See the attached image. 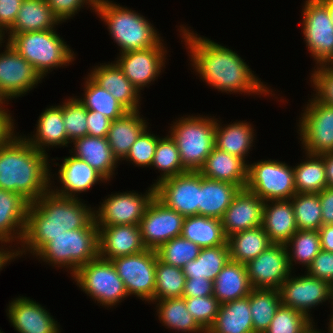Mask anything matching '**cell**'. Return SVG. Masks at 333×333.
Wrapping results in <instances>:
<instances>
[{"mask_svg":"<svg viewBox=\"0 0 333 333\" xmlns=\"http://www.w3.org/2000/svg\"><path fill=\"white\" fill-rule=\"evenodd\" d=\"M311 322L300 311L280 305L264 333H302Z\"/></svg>","mask_w":333,"mask_h":333,"instance_id":"49","label":"cell"},{"mask_svg":"<svg viewBox=\"0 0 333 333\" xmlns=\"http://www.w3.org/2000/svg\"><path fill=\"white\" fill-rule=\"evenodd\" d=\"M307 274L333 286V252L321 250L308 266Z\"/></svg>","mask_w":333,"mask_h":333,"instance_id":"54","label":"cell"},{"mask_svg":"<svg viewBox=\"0 0 333 333\" xmlns=\"http://www.w3.org/2000/svg\"><path fill=\"white\" fill-rule=\"evenodd\" d=\"M252 287L246 266L229 260L213 281V295L220 304L247 297Z\"/></svg>","mask_w":333,"mask_h":333,"instance_id":"32","label":"cell"},{"mask_svg":"<svg viewBox=\"0 0 333 333\" xmlns=\"http://www.w3.org/2000/svg\"><path fill=\"white\" fill-rule=\"evenodd\" d=\"M302 333H321V331H317L315 325L311 322Z\"/></svg>","mask_w":333,"mask_h":333,"instance_id":"64","label":"cell"},{"mask_svg":"<svg viewBox=\"0 0 333 333\" xmlns=\"http://www.w3.org/2000/svg\"><path fill=\"white\" fill-rule=\"evenodd\" d=\"M262 227L273 244L285 245L298 231L291 199L265 201Z\"/></svg>","mask_w":333,"mask_h":333,"instance_id":"27","label":"cell"},{"mask_svg":"<svg viewBox=\"0 0 333 333\" xmlns=\"http://www.w3.org/2000/svg\"><path fill=\"white\" fill-rule=\"evenodd\" d=\"M50 9L59 19V21L65 22L67 19L74 17L77 11L83 8V5H89L90 9L94 10L97 0H46ZM86 3V4H85Z\"/></svg>","mask_w":333,"mask_h":333,"instance_id":"53","label":"cell"},{"mask_svg":"<svg viewBox=\"0 0 333 333\" xmlns=\"http://www.w3.org/2000/svg\"><path fill=\"white\" fill-rule=\"evenodd\" d=\"M3 245L0 247V271L2 270V268H4V266L11 262L12 259H15V256H14V250L10 248H7L6 247V250L3 249Z\"/></svg>","mask_w":333,"mask_h":333,"instance_id":"62","label":"cell"},{"mask_svg":"<svg viewBox=\"0 0 333 333\" xmlns=\"http://www.w3.org/2000/svg\"><path fill=\"white\" fill-rule=\"evenodd\" d=\"M200 249L197 244L178 236L162 244L156 253L158 259L165 264L183 268L198 257Z\"/></svg>","mask_w":333,"mask_h":333,"instance_id":"47","label":"cell"},{"mask_svg":"<svg viewBox=\"0 0 333 333\" xmlns=\"http://www.w3.org/2000/svg\"><path fill=\"white\" fill-rule=\"evenodd\" d=\"M94 11L108 26L120 53L153 47L162 40L154 26L132 9L110 0H97Z\"/></svg>","mask_w":333,"mask_h":333,"instance_id":"4","label":"cell"},{"mask_svg":"<svg viewBox=\"0 0 333 333\" xmlns=\"http://www.w3.org/2000/svg\"><path fill=\"white\" fill-rule=\"evenodd\" d=\"M60 23L46 0H23L8 34L46 31Z\"/></svg>","mask_w":333,"mask_h":333,"instance_id":"33","label":"cell"},{"mask_svg":"<svg viewBox=\"0 0 333 333\" xmlns=\"http://www.w3.org/2000/svg\"><path fill=\"white\" fill-rule=\"evenodd\" d=\"M3 39L0 41L4 43ZM4 52L0 53V94L6 103L12 98L27 94L35 85L42 81V77L35 68L8 42Z\"/></svg>","mask_w":333,"mask_h":333,"instance_id":"16","label":"cell"},{"mask_svg":"<svg viewBox=\"0 0 333 333\" xmlns=\"http://www.w3.org/2000/svg\"><path fill=\"white\" fill-rule=\"evenodd\" d=\"M48 157L24 136L15 135L0 147V188L18 193L30 203L36 201L52 188Z\"/></svg>","mask_w":333,"mask_h":333,"instance_id":"3","label":"cell"},{"mask_svg":"<svg viewBox=\"0 0 333 333\" xmlns=\"http://www.w3.org/2000/svg\"><path fill=\"white\" fill-rule=\"evenodd\" d=\"M278 290L281 305L300 311L310 319L311 308L327 300L333 306V286L307 273L299 277L290 274Z\"/></svg>","mask_w":333,"mask_h":333,"instance_id":"14","label":"cell"},{"mask_svg":"<svg viewBox=\"0 0 333 333\" xmlns=\"http://www.w3.org/2000/svg\"><path fill=\"white\" fill-rule=\"evenodd\" d=\"M213 295V281L201 278H186L182 297H205Z\"/></svg>","mask_w":333,"mask_h":333,"instance_id":"56","label":"cell"},{"mask_svg":"<svg viewBox=\"0 0 333 333\" xmlns=\"http://www.w3.org/2000/svg\"><path fill=\"white\" fill-rule=\"evenodd\" d=\"M216 119L205 116L182 117L170 128V136L187 171H199L215 147Z\"/></svg>","mask_w":333,"mask_h":333,"instance_id":"6","label":"cell"},{"mask_svg":"<svg viewBox=\"0 0 333 333\" xmlns=\"http://www.w3.org/2000/svg\"><path fill=\"white\" fill-rule=\"evenodd\" d=\"M308 101L297 125L303 149L310 154L333 152V106Z\"/></svg>","mask_w":333,"mask_h":333,"instance_id":"12","label":"cell"},{"mask_svg":"<svg viewBox=\"0 0 333 333\" xmlns=\"http://www.w3.org/2000/svg\"><path fill=\"white\" fill-rule=\"evenodd\" d=\"M183 268L165 264L157 258L154 302L183 296L185 285Z\"/></svg>","mask_w":333,"mask_h":333,"instance_id":"44","label":"cell"},{"mask_svg":"<svg viewBox=\"0 0 333 333\" xmlns=\"http://www.w3.org/2000/svg\"><path fill=\"white\" fill-rule=\"evenodd\" d=\"M22 2L23 0H0V36L3 40L5 33L14 24Z\"/></svg>","mask_w":333,"mask_h":333,"instance_id":"55","label":"cell"},{"mask_svg":"<svg viewBox=\"0 0 333 333\" xmlns=\"http://www.w3.org/2000/svg\"><path fill=\"white\" fill-rule=\"evenodd\" d=\"M311 83L314 86L313 98L322 103L333 106V69L328 66L318 65L313 73H311Z\"/></svg>","mask_w":333,"mask_h":333,"instance_id":"52","label":"cell"},{"mask_svg":"<svg viewBox=\"0 0 333 333\" xmlns=\"http://www.w3.org/2000/svg\"><path fill=\"white\" fill-rule=\"evenodd\" d=\"M281 305L278 289L252 288L249 307L254 333H264Z\"/></svg>","mask_w":333,"mask_h":333,"instance_id":"41","label":"cell"},{"mask_svg":"<svg viewBox=\"0 0 333 333\" xmlns=\"http://www.w3.org/2000/svg\"><path fill=\"white\" fill-rule=\"evenodd\" d=\"M205 178L233 183L246 188L248 164L246 160L214 147L198 171Z\"/></svg>","mask_w":333,"mask_h":333,"instance_id":"26","label":"cell"},{"mask_svg":"<svg viewBox=\"0 0 333 333\" xmlns=\"http://www.w3.org/2000/svg\"><path fill=\"white\" fill-rule=\"evenodd\" d=\"M147 129L148 128H146L132 144L129 153L123 160L131 161V163L140 167H149L152 165L155 149L160 137L151 134V132L149 133Z\"/></svg>","mask_w":333,"mask_h":333,"instance_id":"51","label":"cell"},{"mask_svg":"<svg viewBox=\"0 0 333 333\" xmlns=\"http://www.w3.org/2000/svg\"><path fill=\"white\" fill-rule=\"evenodd\" d=\"M87 135L107 137L111 120L100 112L87 110Z\"/></svg>","mask_w":333,"mask_h":333,"instance_id":"57","label":"cell"},{"mask_svg":"<svg viewBox=\"0 0 333 333\" xmlns=\"http://www.w3.org/2000/svg\"><path fill=\"white\" fill-rule=\"evenodd\" d=\"M157 258L156 250L146 249L111 260L128 295L154 303Z\"/></svg>","mask_w":333,"mask_h":333,"instance_id":"10","label":"cell"},{"mask_svg":"<svg viewBox=\"0 0 333 333\" xmlns=\"http://www.w3.org/2000/svg\"><path fill=\"white\" fill-rule=\"evenodd\" d=\"M264 200L246 188L240 189L221 219L226 237L262 226Z\"/></svg>","mask_w":333,"mask_h":333,"instance_id":"21","label":"cell"},{"mask_svg":"<svg viewBox=\"0 0 333 333\" xmlns=\"http://www.w3.org/2000/svg\"><path fill=\"white\" fill-rule=\"evenodd\" d=\"M324 158L327 186L333 188V152L321 154Z\"/></svg>","mask_w":333,"mask_h":333,"instance_id":"61","label":"cell"},{"mask_svg":"<svg viewBox=\"0 0 333 333\" xmlns=\"http://www.w3.org/2000/svg\"><path fill=\"white\" fill-rule=\"evenodd\" d=\"M184 219V216L166 207L154 196L139 223L145 247L157 250L165 242L181 236Z\"/></svg>","mask_w":333,"mask_h":333,"instance_id":"15","label":"cell"},{"mask_svg":"<svg viewBox=\"0 0 333 333\" xmlns=\"http://www.w3.org/2000/svg\"><path fill=\"white\" fill-rule=\"evenodd\" d=\"M302 9V33L307 49L317 66L324 65L333 56L332 19L320 0H305Z\"/></svg>","mask_w":333,"mask_h":333,"instance_id":"11","label":"cell"},{"mask_svg":"<svg viewBox=\"0 0 333 333\" xmlns=\"http://www.w3.org/2000/svg\"><path fill=\"white\" fill-rule=\"evenodd\" d=\"M58 179L62 184L61 189L58 187L50 189L53 194L77 198L76 195L81 192H86L98 181L107 180L88 163L80 160L73 155L64 158L60 169H58ZM77 193V194H76Z\"/></svg>","mask_w":333,"mask_h":333,"instance_id":"24","label":"cell"},{"mask_svg":"<svg viewBox=\"0 0 333 333\" xmlns=\"http://www.w3.org/2000/svg\"><path fill=\"white\" fill-rule=\"evenodd\" d=\"M71 277L81 291L108 308L129 296L110 260L98 257L79 267Z\"/></svg>","mask_w":333,"mask_h":333,"instance_id":"8","label":"cell"},{"mask_svg":"<svg viewBox=\"0 0 333 333\" xmlns=\"http://www.w3.org/2000/svg\"><path fill=\"white\" fill-rule=\"evenodd\" d=\"M140 111H128L122 117L111 121L107 139L113 155L118 161L129 153L132 144L148 127Z\"/></svg>","mask_w":333,"mask_h":333,"instance_id":"31","label":"cell"},{"mask_svg":"<svg viewBox=\"0 0 333 333\" xmlns=\"http://www.w3.org/2000/svg\"><path fill=\"white\" fill-rule=\"evenodd\" d=\"M7 36L10 46L25 58L42 78L51 69L67 66L75 59L73 50L71 51L55 29Z\"/></svg>","mask_w":333,"mask_h":333,"instance_id":"5","label":"cell"},{"mask_svg":"<svg viewBox=\"0 0 333 333\" xmlns=\"http://www.w3.org/2000/svg\"><path fill=\"white\" fill-rule=\"evenodd\" d=\"M36 133L25 139L40 152L46 153V146L67 147L68 138L63 120V104L51 106L41 113L36 124Z\"/></svg>","mask_w":333,"mask_h":333,"instance_id":"30","label":"cell"},{"mask_svg":"<svg viewBox=\"0 0 333 333\" xmlns=\"http://www.w3.org/2000/svg\"><path fill=\"white\" fill-rule=\"evenodd\" d=\"M239 190L233 183L208 179L199 173L198 215L221 220Z\"/></svg>","mask_w":333,"mask_h":333,"instance_id":"29","label":"cell"},{"mask_svg":"<svg viewBox=\"0 0 333 333\" xmlns=\"http://www.w3.org/2000/svg\"><path fill=\"white\" fill-rule=\"evenodd\" d=\"M7 317L19 333H60L53 316L36 301L27 297L13 299L7 307Z\"/></svg>","mask_w":333,"mask_h":333,"instance_id":"20","label":"cell"},{"mask_svg":"<svg viewBox=\"0 0 333 333\" xmlns=\"http://www.w3.org/2000/svg\"><path fill=\"white\" fill-rule=\"evenodd\" d=\"M154 196L184 217L198 215L199 172L187 171L158 182Z\"/></svg>","mask_w":333,"mask_h":333,"instance_id":"17","label":"cell"},{"mask_svg":"<svg viewBox=\"0 0 333 333\" xmlns=\"http://www.w3.org/2000/svg\"><path fill=\"white\" fill-rule=\"evenodd\" d=\"M181 236L201 248L225 245L228 239L220 219L202 215L185 217Z\"/></svg>","mask_w":333,"mask_h":333,"instance_id":"36","label":"cell"},{"mask_svg":"<svg viewBox=\"0 0 333 333\" xmlns=\"http://www.w3.org/2000/svg\"><path fill=\"white\" fill-rule=\"evenodd\" d=\"M182 38L192 66L200 79L218 91L270 95V90L252 73V70L235 51L180 26ZM269 89V90H268ZM267 93V94H266Z\"/></svg>","mask_w":333,"mask_h":333,"instance_id":"1","label":"cell"},{"mask_svg":"<svg viewBox=\"0 0 333 333\" xmlns=\"http://www.w3.org/2000/svg\"><path fill=\"white\" fill-rule=\"evenodd\" d=\"M73 151L70 154L85 161L98 171L106 180L113 177L118 165L117 158L113 155L107 137H93L90 135L73 141Z\"/></svg>","mask_w":333,"mask_h":333,"instance_id":"28","label":"cell"},{"mask_svg":"<svg viewBox=\"0 0 333 333\" xmlns=\"http://www.w3.org/2000/svg\"><path fill=\"white\" fill-rule=\"evenodd\" d=\"M230 260L228 242L217 247L201 248L199 255L193 261H189L183 272L186 278H205L214 281L222 268Z\"/></svg>","mask_w":333,"mask_h":333,"instance_id":"38","label":"cell"},{"mask_svg":"<svg viewBox=\"0 0 333 333\" xmlns=\"http://www.w3.org/2000/svg\"><path fill=\"white\" fill-rule=\"evenodd\" d=\"M161 40L156 46L119 53L117 65L139 92L155 81L165 67L167 50Z\"/></svg>","mask_w":333,"mask_h":333,"instance_id":"19","label":"cell"},{"mask_svg":"<svg viewBox=\"0 0 333 333\" xmlns=\"http://www.w3.org/2000/svg\"><path fill=\"white\" fill-rule=\"evenodd\" d=\"M155 303L159 321L170 330L207 333L187 311L184 297L157 300Z\"/></svg>","mask_w":333,"mask_h":333,"instance_id":"39","label":"cell"},{"mask_svg":"<svg viewBox=\"0 0 333 333\" xmlns=\"http://www.w3.org/2000/svg\"><path fill=\"white\" fill-rule=\"evenodd\" d=\"M321 249L333 252V224L322 225L318 230Z\"/></svg>","mask_w":333,"mask_h":333,"instance_id":"60","label":"cell"},{"mask_svg":"<svg viewBox=\"0 0 333 333\" xmlns=\"http://www.w3.org/2000/svg\"><path fill=\"white\" fill-rule=\"evenodd\" d=\"M80 200L78 197H62L49 191L31 202L21 249L15 248V258L27 254V251L36 256L54 237L65 231L98 228L95 210Z\"/></svg>","mask_w":333,"mask_h":333,"instance_id":"2","label":"cell"},{"mask_svg":"<svg viewBox=\"0 0 333 333\" xmlns=\"http://www.w3.org/2000/svg\"><path fill=\"white\" fill-rule=\"evenodd\" d=\"M30 202L22 195L0 188V243L23 240ZM17 228V229H16Z\"/></svg>","mask_w":333,"mask_h":333,"instance_id":"25","label":"cell"},{"mask_svg":"<svg viewBox=\"0 0 333 333\" xmlns=\"http://www.w3.org/2000/svg\"><path fill=\"white\" fill-rule=\"evenodd\" d=\"M305 161L293 167L297 193H320L327 187L324 158L305 152Z\"/></svg>","mask_w":333,"mask_h":333,"instance_id":"40","label":"cell"},{"mask_svg":"<svg viewBox=\"0 0 333 333\" xmlns=\"http://www.w3.org/2000/svg\"><path fill=\"white\" fill-rule=\"evenodd\" d=\"M151 166L162 171L153 186L164 179L187 172L181 164L176 143L169 135L158 139Z\"/></svg>","mask_w":333,"mask_h":333,"instance_id":"46","label":"cell"},{"mask_svg":"<svg viewBox=\"0 0 333 333\" xmlns=\"http://www.w3.org/2000/svg\"><path fill=\"white\" fill-rule=\"evenodd\" d=\"M319 195L323 225L333 224V188L326 187Z\"/></svg>","mask_w":333,"mask_h":333,"instance_id":"58","label":"cell"},{"mask_svg":"<svg viewBox=\"0 0 333 333\" xmlns=\"http://www.w3.org/2000/svg\"><path fill=\"white\" fill-rule=\"evenodd\" d=\"M325 65L328 66L329 68L333 69V56Z\"/></svg>","mask_w":333,"mask_h":333,"instance_id":"66","label":"cell"},{"mask_svg":"<svg viewBox=\"0 0 333 333\" xmlns=\"http://www.w3.org/2000/svg\"><path fill=\"white\" fill-rule=\"evenodd\" d=\"M187 311L207 332L214 324L220 303L214 295L205 297H184Z\"/></svg>","mask_w":333,"mask_h":333,"instance_id":"50","label":"cell"},{"mask_svg":"<svg viewBox=\"0 0 333 333\" xmlns=\"http://www.w3.org/2000/svg\"><path fill=\"white\" fill-rule=\"evenodd\" d=\"M8 110L0 109V147L6 145L14 136V122Z\"/></svg>","mask_w":333,"mask_h":333,"instance_id":"59","label":"cell"},{"mask_svg":"<svg viewBox=\"0 0 333 333\" xmlns=\"http://www.w3.org/2000/svg\"><path fill=\"white\" fill-rule=\"evenodd\" d=\"M230 260L246 265L273 243L262 226L232 234L227 239Z\"/></svg>","mask_w":333,"mask_h":333,"instance_id":"37","label":"cell"},{"mask_svg":"<svg viewBox=\"0 0 333 333\" xmlns=\"http://www.w3.org/2000/svg\"><path fill=\"white\" fill-rule=\"evenodd\" d=\"M246 189L264 201L291 199L297 193L293 167L275 159L248 163Z\"/></svg>","mask_w":333,"mask_h":333,"instance_id":"9","label":"cell"},{"mask_svg":"<svg viewBox=\"0 0 333 333\" xmlns=\"http://www.w3.org/2000/svg\"><path fill=\"white\" fill-rule=\"evenodd\" d=\"M75 97H70L63 103V120L68 138V144L76 139L87 136V109Z\"/></svg>","mask_w":333,"mask_h":333,"instance_id":"48","label":"cell"},{"mask_svg":"<svg viewBox=\"0 0 333 333\" xmlns=\"http://www.w3.org/2000/svg\"><path fill=\"white\" fill-rule=\"evenodd\" d=\"M328 330L329 332L328 333H333V309H332V315H331V318L329 320V324H328Z\"/></svg>","mask_w":333,"mask_h":333,"instance_id":"65","label":"cell"},{"mask_svg":"<svg viewBox=\"0 0 333 333\" xmlns=\"http://www.w3.org/2000/svg\"><path fill=\"white\" fill-rule=\"evenodd\" d=\"M285 245L291 271L293 262L295 265L302 264L307 269L314 257L322 250L318 230H298Z\"/></svg>","mask_w":333,"mask_h":333,"instance_id":"43","label":"cell"},{"mask_svg":"<svg viewBox=\"0 0 333 333\" xmlns=\"http://www.w3.org/2000/svg\"><path fill=\"white\" fill-rule=\"evenodd\" d=\"M139 225H113L99 228V257L112 260L146 250Z\"/></svg>","mask_w":333,"mask_h":333,"instance_id":"22","label":"cell"},{"mask_svg":"<svg viewBox=\"0 0 333 333\" xmlns=\"http://www.w3.org/2000/svg\"><path fill=\"white\" fill-rule=\"evenodd\" d=\"M36 257L53 267L69 268L73 275L79 267L99 257V229L65 231L54 237Z\"/></svg>","mask_w":333,"mask_h":333,"instance_id":"7","label":"cell"},{"mask_svg":"<svg viewBox=\"0 0 333 333\" xmlns=\"http://www.w3.org/2000/svg\"><path fill=\"white\" fill-rule=\"evenodd\" d=\"M90 72L87 76L107 90L127 111H139L141 93L116 62L100 64Z\"/></svg>","mask_w":333,"mask_h":333,"instance_id":"23","label":"cell"},{"mask_svg":"<svg viewBox=\"0 0 333 333\" xmlns=\"http://www.w3.org/2000/svg\"><path fill=\"white\" fill-rule=\"evenodd\" d=\"M328 9L333 23V0H320Z\"/></svg>","mask_w":333,"mask_h":333,"instance_id":"63","label":"cell"},{"mask_svg":"<svg viewBox=\"0 0 333 333\" xmlns=\"http://www.w3.org/2000/svg\"><path fill=\"white\" fill-rule=\"evenodd\" d=\"M291 203L298 230H319L323 221L318 194L296 193Z\"/></svg>","mask_w":333,"mask_h":333,"instance_id":"45","label":"cell"},{"mask_svg":"<svg viewBox=\"0 0 333 333\" xmlns=\"http://www.w3.org/2000/svg\"><path fill=\"white\" fill-rule=\"evenodd\" d=\"M144 194L135 191L114 193L101 203L94 211L98 229L101 226L139 225L144 211L154 197V186L151 185Z\"/></svg>","mask_w":333,"mask_h":333,"instance_id":"13","label":"cell"},{"mask_svg":"<svg viewBox=\"0 0 333 333\" xmlns=\"http://www.w3.org/2000/svg\"><path fill=\"white\" fill-rule=\"evenodd\" d=\"M245 266L252 288L279 289L292 272L283 244H272Z\"/></svg>","mask_w":333,"mask_h":333,"instance_id":"18","label":"cell"},{"mask_svg":"<svg viewBox=\"0 0 333 333\" xmlns=\"http://www.w3.org/2000/svg\"><path fill=\"white\" fill-rule=\"evenodd\" d=\"M207 333H254L249 295L220 304L216 320Z\"/></svg>","mask_w":333,"mask_h":333,"instance_id":"34","label":"cell"},{"mask_svg":"<svg viewBox=\"0 0 333 333\" xmlns=\"http://www.w3.org/2000/svg\"><path fill=\"white\" fill-rule=\"evenodd\" d=\"M85 81L84 96L77 98L89 111L100 112L111 121L128 112L107 90L102 89L89 76Z\"/></svg>","mask_w":333,"mask_h":333,"instance_id":"42","label":"cell"},{"mask_svg":"<svg viewBox=\"0 0 333 333\" xmlns=\"http://www.w3.org/2000/svg\"><path fill=\"white\" fill-rule=\"evenodd\" d=\"M216 119L215 147L221 151L238 156L245 160L249 150L253 147L254 128L247 122H234L221 126Z\"/></svg>","mask_w":333,"mask_h":333,"instance_id":"35","label":"cell"}]
</instances>
